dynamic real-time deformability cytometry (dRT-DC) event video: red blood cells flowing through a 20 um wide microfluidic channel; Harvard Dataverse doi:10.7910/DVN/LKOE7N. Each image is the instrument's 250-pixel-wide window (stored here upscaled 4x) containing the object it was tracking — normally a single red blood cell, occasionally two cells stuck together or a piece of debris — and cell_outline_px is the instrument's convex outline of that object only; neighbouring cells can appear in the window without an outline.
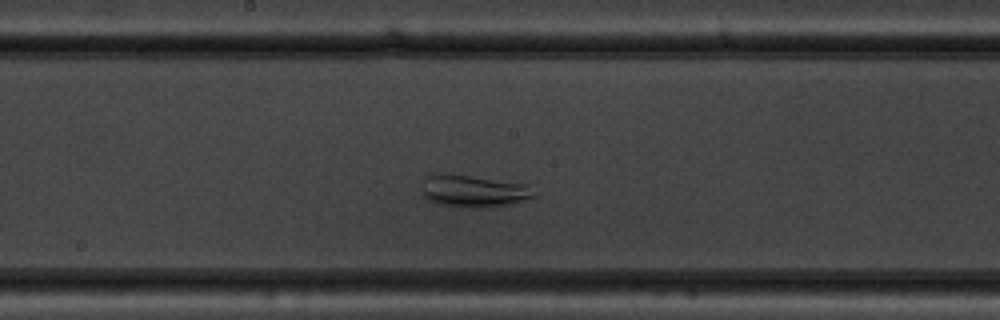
{"species": "common noctule bat (a hibernating species)", "species_latin": "Nyctalus noctula", "temperature_condition": "warm", "stored_images_in_passage": 47, "segment_of_instrument_passage": [1, 2], "camera_frame_rate_fps": 3000, "um_per_image_px": 0.085, "animal": {"sex": "male", "body_mass_g": 19.5, "forearm_length_mm": 54.6}, "frame": {"image": 1, "passage_image": 20, "time_ms": 6.333, "image_size_px": [1000, 320], "cell_outline_px": [[536, 196], [532, 200], [476, 208], [472, 208], [440, 204], [428, 200], [424, 196], [424, 176], [432, 172], [436, 172], [468, 176], [528, 184]], "centroid_in_image_um": [40.25, 16.22], "position_along_channel_um": 207.9, "area_um2": 20.87}}
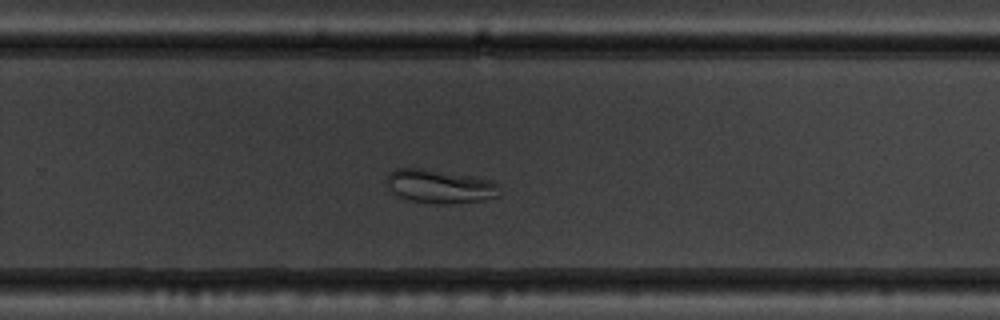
{"frame": {"image": 2, "passage_image": 27, "time_ms": 8.667, "image_size_px": [1000, 320], "cell_outline_px": [[500, 196], [480, 200], [448, 204], [436, 204], [408, 200], [392, 192], [384, 180], [388, 172], [396, 168], [420, 168], [472, 176], [492, 180], [500, 184]], "centroid_in_image_um": [37.38, 15.84], "position_along_channel_um": 292.4, "area_um2": 22.37}}
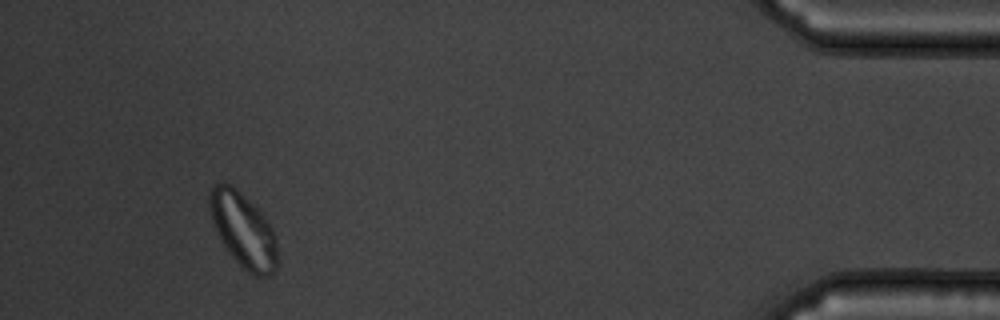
{"frame": {"image": 3, "passage_image": 42, "time_ms": 13.667, "image_size_px": [1000, 320], "cell_outline_px": [[276, 268], [272, 276], [256, 276], [248, 272], [228, 252], [220, 240], [212, 224], [208, 208], [208, 192], [212, 184], [232, 184], [264, 216], [272, 228], [276, 240]], "centroid_in_image_um": [20.63, 19.54], "position_along_channel_um": 414.6, "area_um2": 29.48}}